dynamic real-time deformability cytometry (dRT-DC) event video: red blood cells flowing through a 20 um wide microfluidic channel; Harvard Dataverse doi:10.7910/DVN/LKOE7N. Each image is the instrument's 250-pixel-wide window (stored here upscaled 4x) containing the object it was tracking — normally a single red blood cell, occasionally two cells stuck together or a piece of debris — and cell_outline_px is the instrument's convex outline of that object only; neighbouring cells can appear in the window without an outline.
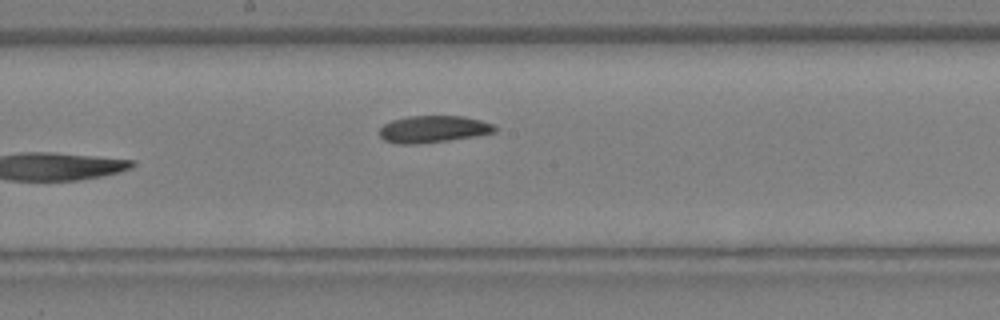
{"species": "Egyptian fruit bat (a non-hibernating species)", "species_latin": "Rousettus aegyptiacus", "temperature_condition": "warm", "stored_images_in_passage": 17, "camera_frame_rate_fps": 3000, "um_per_image_px": 0.085, "animal": {"sex": "female"}, "frame": {"image": 1, "passage_image": 17, "time_ms": 5.333, "image_size_px": [1000, 320], "cell_outline_px": [[496, 132], [476, 136], [448, 140], [416, 144], [396, 144], [384, 140], [380, 136], [380, 128], [384, 124], [392, 120], [408, 116], [464, 116], [480, 120], [492, 124], [496, 128]], "centroid_in_image_um": [36.81, 10.98], "position_along_channel_um": 211.4, "area_um2": 18.09}}